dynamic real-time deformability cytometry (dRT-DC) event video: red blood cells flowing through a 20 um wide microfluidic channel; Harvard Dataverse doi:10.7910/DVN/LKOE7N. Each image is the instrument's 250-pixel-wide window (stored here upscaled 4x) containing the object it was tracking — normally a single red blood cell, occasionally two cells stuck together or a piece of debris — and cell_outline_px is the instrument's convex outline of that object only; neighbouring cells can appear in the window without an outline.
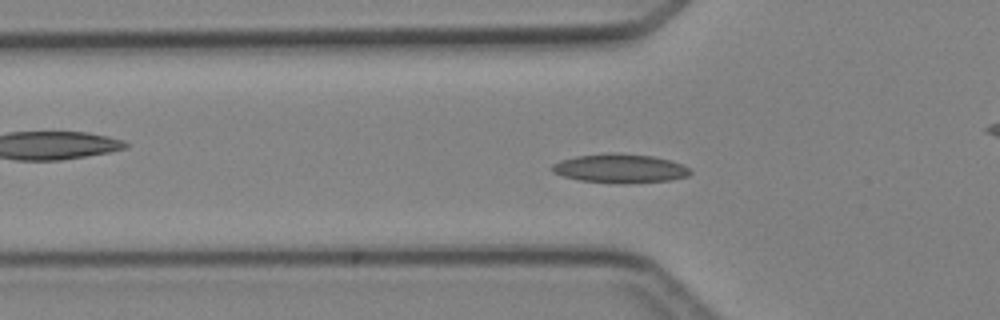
{"species": "Egyptian fruit bat (a non-hibernating species)", "species_latin": "Rousettus aegyptiacus", "temperature_condition": "cold", "stored_images_in_passage": 4, "camera_frame_rate_fps": 3000, "um_per_image_px": 0.085, "animal": {"sex": "female"}, "frame": {"image": 1, "passage_image": 4, "time_ms": 3.667, "image_size_px": [1000, 320], "cell_outline_px": [[692, 172], [688, 176], [668, 180], [580, 180], [564, 176], [552, 172], [552, 164], [560, 160], [576, 156], [608, 152], [616, 152], [652, 156], [668, 160], [680, 164], [688, 168]], "centroid_in_image_um": [52.65, 14.24], "position_along_channel_um": 73.2, "area_um2": 21.96}}